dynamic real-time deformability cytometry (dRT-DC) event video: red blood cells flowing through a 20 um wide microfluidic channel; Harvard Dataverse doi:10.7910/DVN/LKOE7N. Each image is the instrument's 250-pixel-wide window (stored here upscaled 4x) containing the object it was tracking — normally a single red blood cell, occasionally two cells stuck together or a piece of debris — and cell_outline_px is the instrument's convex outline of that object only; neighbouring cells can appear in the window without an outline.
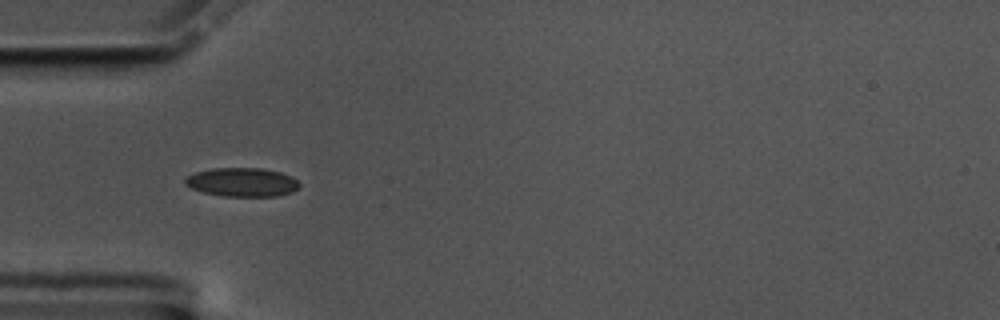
{"species": "common noctule bat (a hibernating species)", "species_latin": "Nyctalus noctula", "temperature_condition": "cold", "stored_images_in_passage": 41, "camera_frame_rate_fps": 3000, "um_per_image_px": 0.085, "animal": {"sex": "male", "body_mass_g": 17.5, "forearm_length_mm": 52.3}, "frame": {"image": 1, "passage_image": 1, "time_ms": 0.0, "image_size_px": [1000, 320], "cell_outline_px": [[300, 184], [292, 192], [280, 196], [224, 196], [204, 192], [192, 188], [184, 184], [184, 180], [188, 176], [196, 172], [212, 168], [260, 168], [280, 172], [292, 176]], "centroid_in_image_um": [20.59, 15.48], "position_along_channel_um": 64.4, "area_um2": 19.07}}
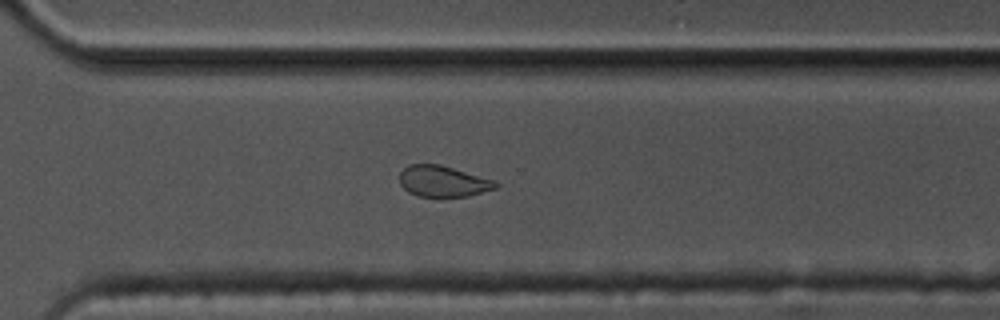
{"frame": {"image": 2, "passage_image": 24, "time_ms": 7.667, "image_size_px": [1000, 320], "cell_outline_px": [[500, 184], [496, 188], [468, 196], [416, 196], [408, 192], [400, 184], [400, 172], [408, 164], [440, 164], [496, 180]], "centroid_in_image_um": [37.67, 15.4], "position_along_channel_um": 332.9, "area_um2": 17.46}}
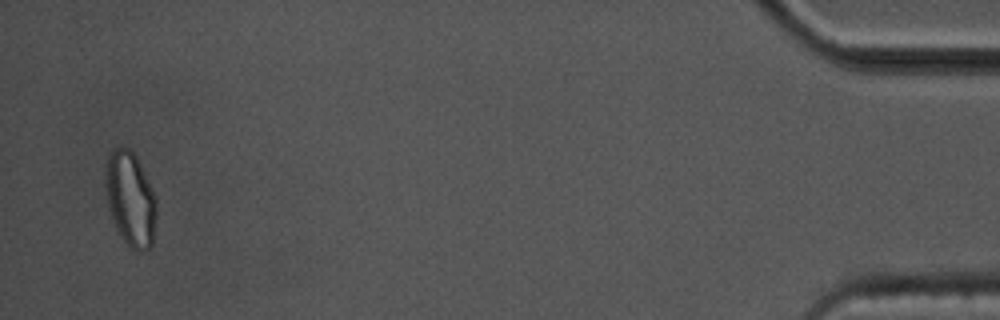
{"frame": {"image": 3, "passage_image": 39, "time_ms": 12.667, "image_size_px": [1000, 320], "cell_outline_px": [[156, 220], [152, 244], [144, 252], [136, 252], [120, 236], [116, 228], [108, 204], [104, 184], [108, 156], [112, 148], [128, 148], [136, 156], [156, 196]], "centroid_in_image_um": [11.09, 16.93], "position_along_channel_um": 424.1, "area_um2": 27.98}, "authors_computed_cell_mechanics": {"area_um2": 18.785, "velocity_mm_per_s": 3.5197, "shape_relaxation_time_tau1_ms": 3.4222, "shape_relaxation_time_tau2_ms": 2.2711, "deformation_change_tau1": 0.1095, "deformation_change_tau2": 0.0772}}